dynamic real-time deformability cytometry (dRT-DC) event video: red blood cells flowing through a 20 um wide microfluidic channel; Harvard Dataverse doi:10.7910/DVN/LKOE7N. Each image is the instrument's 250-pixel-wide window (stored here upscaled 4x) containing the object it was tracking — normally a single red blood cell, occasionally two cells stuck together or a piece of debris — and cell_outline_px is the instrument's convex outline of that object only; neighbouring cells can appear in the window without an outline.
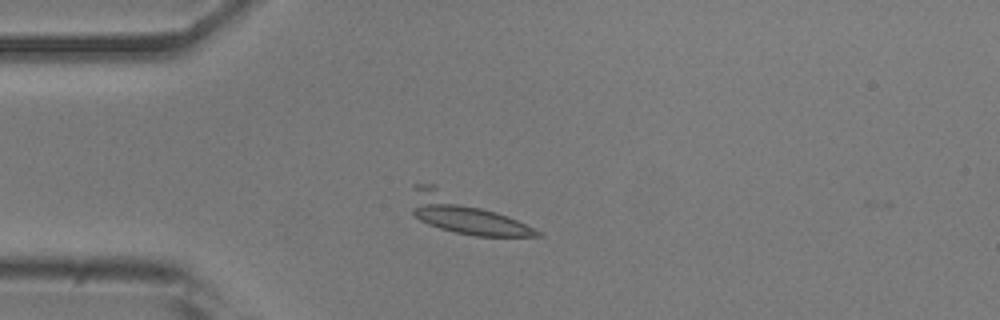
{"species": "common noctule bat (a hibernating species)", "species_latin": "Nyctalus noctula", "temperature_condition": "room temperature", "stored_images_in_passage": 47, "camera_frame_rate_fps": 3000, "um_per_image_px": 0.085, "animal": {"sex": "male", "body_mass_g": 20.5, "forearm_length_mm": 52.5}, "frame": {"image": 1, "passage_image": 9, "time_ms": 2.667, "image_size_px": [1000, 320], "cell_outline_px": [[544, 236], [476, 236], [452, 232], [428, 224], [420, 220], [412, 212], [412, 184], [436, 184], [508, 216], [540, 232]], "centroid_in_image_um": [39.36, 18.2], "position_along_channel_um": 45.6, "area_um2": 26.88}}
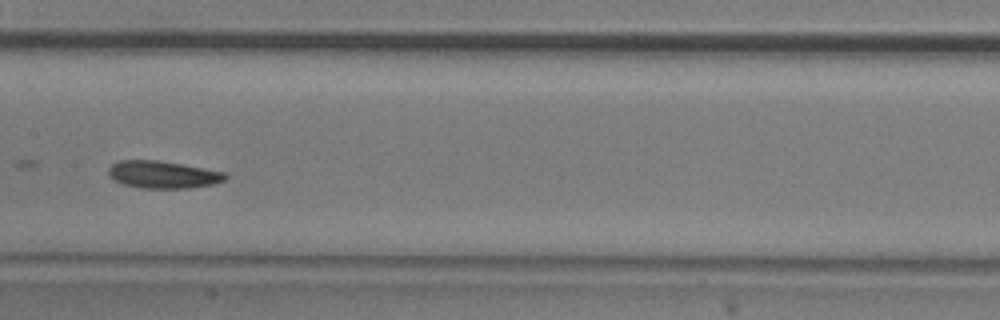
{"frame": {"image": 2, "passage_image": 22, "time_ms": 7.0, "image_size_px": [1000, 320], "cell_outline_px": [[228, 176], [224, 180], [212, 184], [188, 188], [140, 188], [124, 184], [112, 180], [108, 176], [108, 168], [112, 164], [120, 160], [156, 160], [204, 168], [224, 172]], "centroid_in_image_um": [13.79, 14.84], "position_along_channel_um": 193.6, "area_um2": 18.55}}
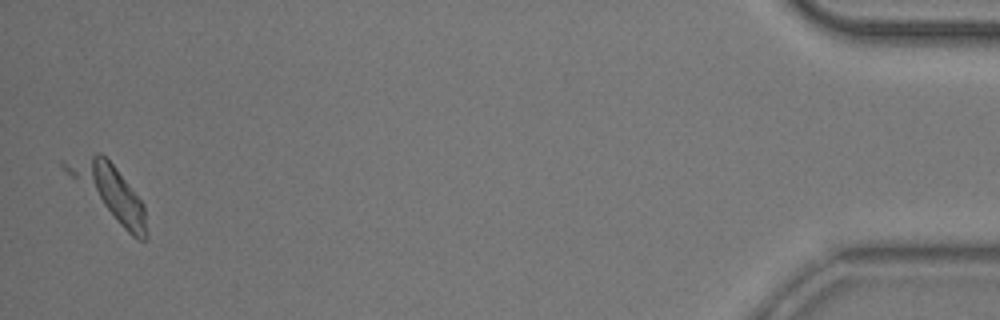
{"frame": {"image": 3, "passage_image": 47, "time_ms": 15.333, "image_size_px": [1000, 320], "cell_outline_px": [[148, 236], [144, 240], [140, 240], [132, 236], [60, 164], [60, 160], [96, 152], [100, 152], [116, 168], [144, 204], [148, 232]], "centroid_in_image_um": [9.32, 16.24], "position_along_channel_um": 425.9, "area_um2": 24.22}, "authors_computed_cell_mechanics": {"area_um2": 18.3804, "velocity_mm_per_s": 3.8293, "shape_relaxation_time_tau1_ms": 2.9718, "shape_relaxation_time_tau2_ms": 9.4142, "deformation_change_tau1": 0.0911, "deformation_change_tau2": 0.1296}}